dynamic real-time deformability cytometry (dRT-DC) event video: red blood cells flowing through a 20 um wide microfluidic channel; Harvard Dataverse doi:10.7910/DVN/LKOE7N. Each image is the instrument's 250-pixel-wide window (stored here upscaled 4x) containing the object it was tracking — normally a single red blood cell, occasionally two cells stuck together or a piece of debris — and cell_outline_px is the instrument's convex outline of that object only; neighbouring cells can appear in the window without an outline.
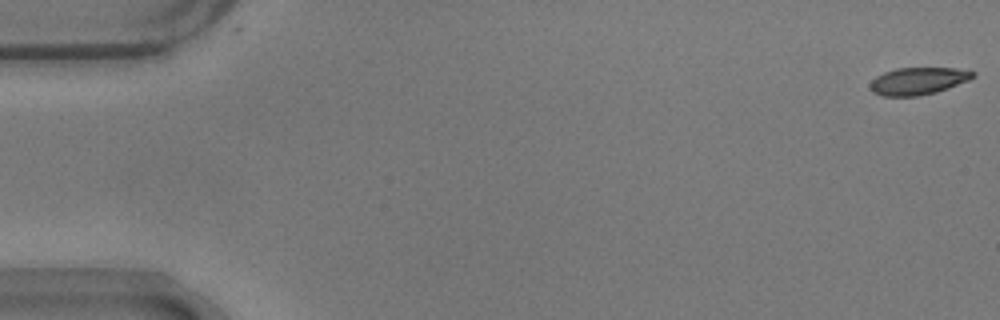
{"species": "common noctule bat (a hibernating species)", "species_latin": "Nyctalus noctula", "temperature_condition": "warm", "stored_images_in_passage": 16, "camera_frame_rate_fps": 3000, "um_per_image_px": 0.085, "animal": {"sex": "male", "body_mass_g": 17.9}, "frame": {"image": 1, "passage_image": 1, "time_ms": 0.0, "image_size_px": [1000, 320], "cell_outline_px": [[976, 76], [968, 80], [948, 88], [936, 92], [916, 96], [884, 96], [872, 92], [868, 84], [876, 76], [884, 72], [896, 68], [956, 68], [976, 72]], "centroid_in_image_um": [78.02, 6.88], "position_along_channel_um": 7.0, "area_um2": 16.36}}
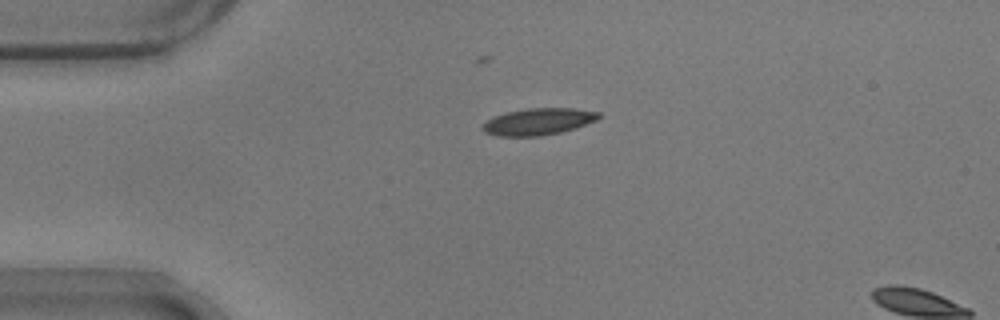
{"frame": {"image": 2, "passage_image": 13, "time_ms": 4.0, "image_size_px": [1000, 320], "cell_outline_px": [[600, 116], [596, 120], [576, 128], [560, 132], [540, 136], [500, 136], [484, 132], [480, 128], [488, 120], [496, 116], [508, 112], [528, 108], [572, 108], [600, 112]], "centroid_in_image_um": [45.77, 10.34], "position_along_channel_um": 39.2, "area_um2": 17.92}}